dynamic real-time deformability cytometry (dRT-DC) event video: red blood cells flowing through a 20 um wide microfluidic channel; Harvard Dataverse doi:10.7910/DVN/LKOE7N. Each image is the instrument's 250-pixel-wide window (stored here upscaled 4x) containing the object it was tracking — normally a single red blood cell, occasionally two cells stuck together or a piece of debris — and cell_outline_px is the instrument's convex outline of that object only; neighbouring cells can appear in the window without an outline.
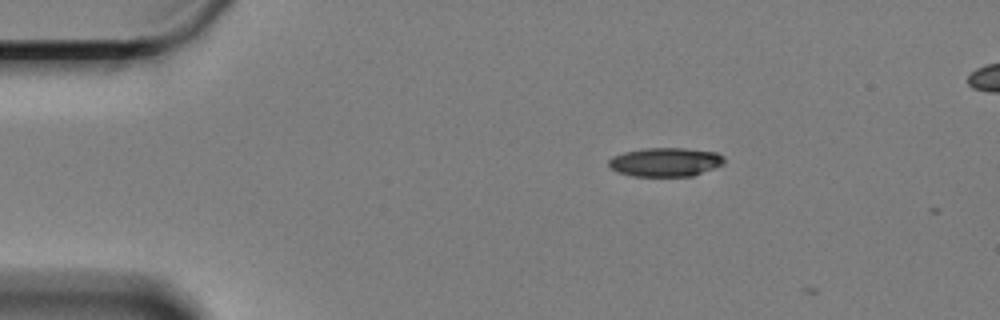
{"species": "Egyptian fruit bat (a non-hibernating species)", "species_latin": "Rousettus aegyptiacus", "temperature_condition": "cold", "stored_images_in_passage": 3, "camera_frame_rate_fps": 3000, "um_per_image_px": 0.085, "animal": {"sex": "female"}, "frame": {"image": 1, "passage_image": 2, "time_ms": 0.333, "image_size_px": [1000, 320], "cell_outline_px": [[724, 164], [692, 176], [632, 176], [620, 172], [612, 168], [608, 164], [608, 160], [612, 156], [624, 152], [644, 148], [684, 148], [716, 152], [724, 156]], "centroid_in_image_um": [56.57, 13.77], "position_along_channel_um": 28.4, "area_um2": 19.36}}